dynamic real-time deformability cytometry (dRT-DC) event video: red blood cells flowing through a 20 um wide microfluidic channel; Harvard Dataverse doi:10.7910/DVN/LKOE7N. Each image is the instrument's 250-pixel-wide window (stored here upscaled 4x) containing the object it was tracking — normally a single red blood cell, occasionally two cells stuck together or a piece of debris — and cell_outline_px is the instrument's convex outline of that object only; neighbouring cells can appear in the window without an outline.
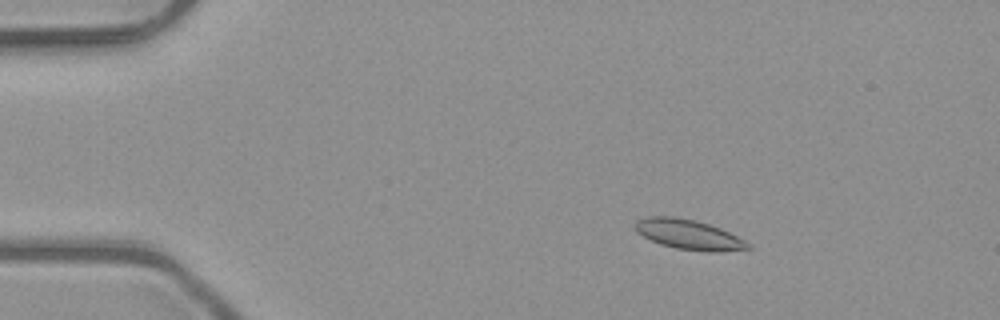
{"species": "common noctule bat (a hibernating species)", "species_latin": "Nyctalus noctula", "temperature_condition": "room temperature", "stored_images_in_passage": 5, "camera_frame_rate_fps": 3000, "um_per_image_px": 0.085, "animal": {"sex": "male", "body_mass_g": 23.1, "forearm_length_mm": 52.7}, "frame": {"image": 1, "passage_image": 3, "time_ms": 0.667, "image_size_px": [1000, 320], "cell_outline_px": [[752, 248], [720, 252], [704, 252], [676, 248], [660, 244], [636, 232], [636, 220], [648, 216], [672, 216], [696, 220], [720, 228], [752, 244]], "centroid_in_image_um": [58.56, 19.94], "position_along_channel_um": 26.4, "area_um2": 19.65}}